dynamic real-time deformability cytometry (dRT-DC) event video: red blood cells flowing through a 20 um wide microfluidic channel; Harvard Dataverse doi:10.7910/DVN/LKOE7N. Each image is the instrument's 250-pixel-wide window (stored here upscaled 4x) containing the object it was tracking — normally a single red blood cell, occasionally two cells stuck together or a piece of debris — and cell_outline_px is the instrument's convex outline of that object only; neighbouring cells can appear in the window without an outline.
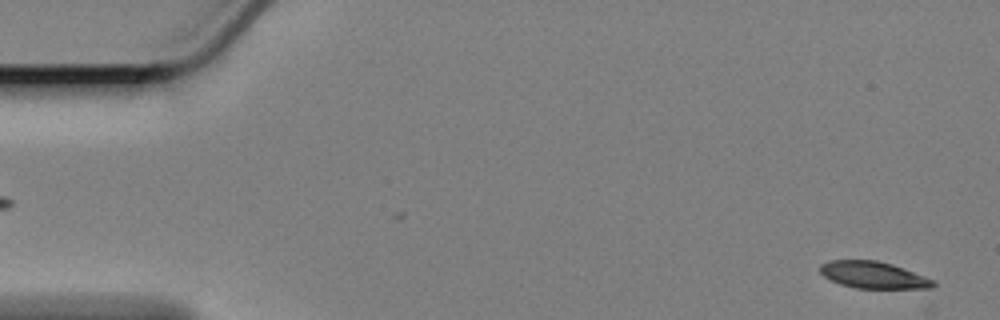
{"species": "Egyptian fruit bat (a non-hibernating species)", "species_latin": "Rousettus aegyptiacus", "temperature_condition": "cold", "stored_images_in_passage": 59, "camera_frame_rate_fps": 3000, "um_per_image_px": 0.085, "animal": {"sex": "female"}, "frame": {"image": 1, "passage_image": 2, "time_ms": 0.333, "image_size_px": [1000, 320], "cell_outline_px": [[936, 284], [928, 288], [856, 288], [840, 284], [824, 276], [820, 272], [820, 264], [828, 260], [876, 260], [892, 264], [924, 276], [932, 280]], "centroid_in_image_um": [74.18, 23.36], "position_along_channel_um": 10.8, "area_um2": 17.46}}
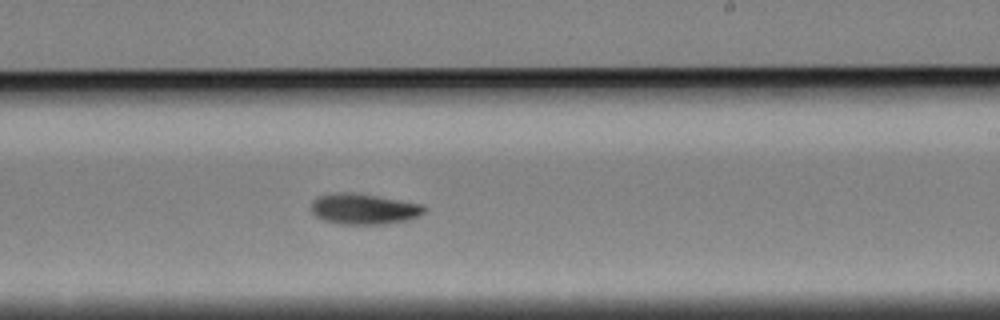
{"frame": {"image": 2, "passage_image": 35, "time_ms": 11.333, "image_size_px": [1000, 320], "cell_outline_px": [[424, 212], [416, 216], [404, 220], [380, 224], [340, 224], [324, 220], [316, 216], [312, 212], [312, 200], [316, 196], [332, 192], [352, 192], [424, 204]], "centroid_in_image_um": [30.85, 17.74], "position_along_channel_um": 258.1, "area_um2": 20.06}}
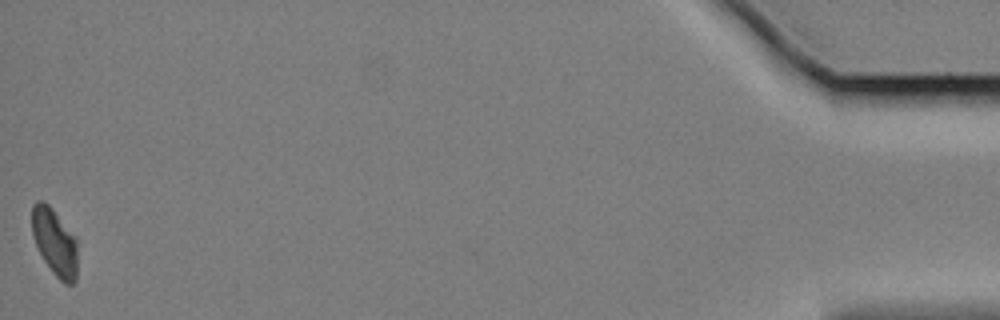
{"frame": {"image": 3, "passage_image": 59, "time_ms": 19.333, "image_size_px": [1000, 320], "cell_outline_px": [[76, 280], [72, 284], [64, 284], [52, 272], [44, 260], [32, 236], [32, 204], [36, 200], [44, 200], [48, 204], [76, 240]], "centroid_in_image_um": [4.62, 20.58], "position_along_channel_um": 430.6, "area_um2": 17.4}, "authors_computed_cell_mechanics": {"area_um2": 19.074, "velocity_mm_per_s": 3.3422, "shape_relaxation_time_tau1_ms": 5.9416, "shape_relaxation_time_tau2_ms": null, "deformation_change_tau1": 0.1142, "deformation_change_tau2": null}}